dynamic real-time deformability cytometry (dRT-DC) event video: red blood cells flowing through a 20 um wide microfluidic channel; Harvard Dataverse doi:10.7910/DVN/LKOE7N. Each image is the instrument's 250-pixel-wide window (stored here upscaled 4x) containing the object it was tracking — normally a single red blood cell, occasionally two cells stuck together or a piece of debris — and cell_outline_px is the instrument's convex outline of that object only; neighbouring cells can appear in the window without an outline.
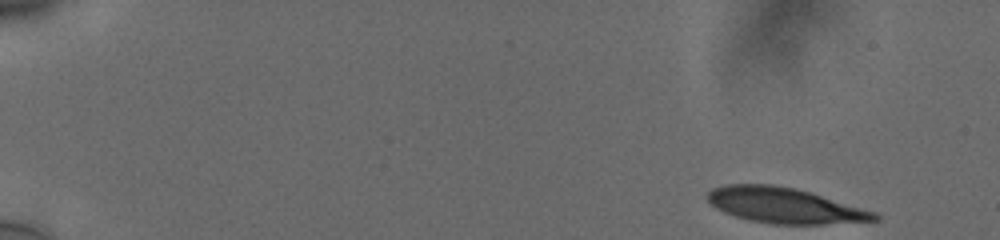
{"species": "human", "species_latin": "Homo sapiens", "temperature_condition": "cold", "stored_images_in_passage": 10, "camera_frame_rate_fps": 3000, "um_per_image_px": 0.085, "donor": {"sex": "male"}, "frame": {"image": 1, "passage_image": 1, "time_ms": 0.0, "image_size_px": [1000, 240], "cell_outline_px": [[880, 220], [824, 224], [772, 224], [752, 220], [736, 216], [724, 212], [716, 208], [704, 196], [712, 188], [724, 184], [772, 184], [792, 188], [808, 192], [876, 212], [880, 216]], "centroid_in_image_um": [66.66, 17.46], "position_along_channel_um": 18.3, "area_um2": 34.16}}
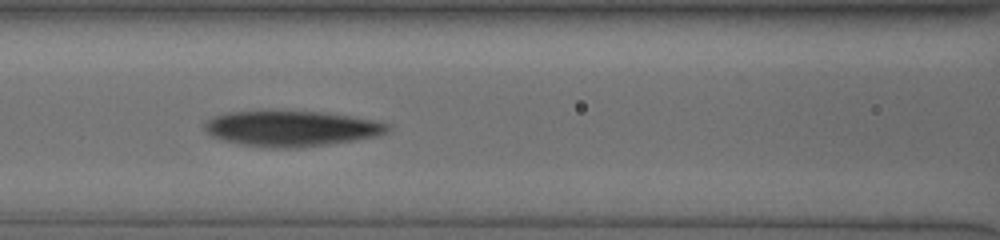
{"frame": {"image": 2, "passage_image": 9, "time_ms": 2.667, "image_size_px": [1000, 240], "cell_outline_px": [[392, 128], [388, 132], [380, 136], [356, 140], [300, 148], [260, 148], [240, 144], [224, 140], [212, 136], [204, 128], [204, 124], [212, 116], [228, 112], [324, 112], [372, 120], [392, 124]], "centroid_in_image_um": [24.81, 10.95], "position_along_channel_um": 141.8, "area_um2": 37.92}}
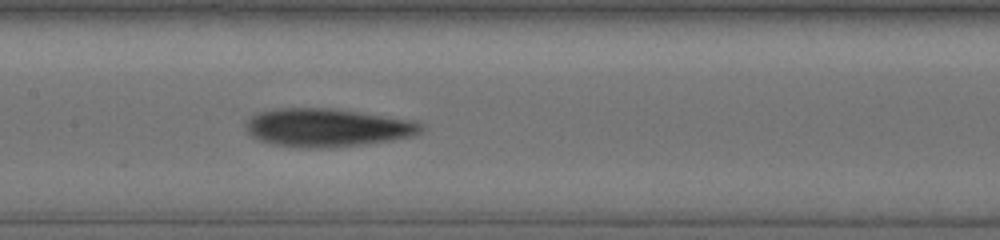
{"frame": {"image": 3, "passage_image": 10, "time_ms": 3.0, "image_size_px": [1000, 240], "cell_outline_px": [[424, 128], [416, 136], [392, 140], [364, 144], [316, 148], [308, 148], [272, 144], [260, 140], [252, 136], [248, 132], [244, 124], [252, 116], [260, 112], [280, 108], [328, 108], [416, 120]], "centroid_in_image_um": [27.84, 10.85], "position_along_channel_um": 179.6, "area_um2": 38.78}}